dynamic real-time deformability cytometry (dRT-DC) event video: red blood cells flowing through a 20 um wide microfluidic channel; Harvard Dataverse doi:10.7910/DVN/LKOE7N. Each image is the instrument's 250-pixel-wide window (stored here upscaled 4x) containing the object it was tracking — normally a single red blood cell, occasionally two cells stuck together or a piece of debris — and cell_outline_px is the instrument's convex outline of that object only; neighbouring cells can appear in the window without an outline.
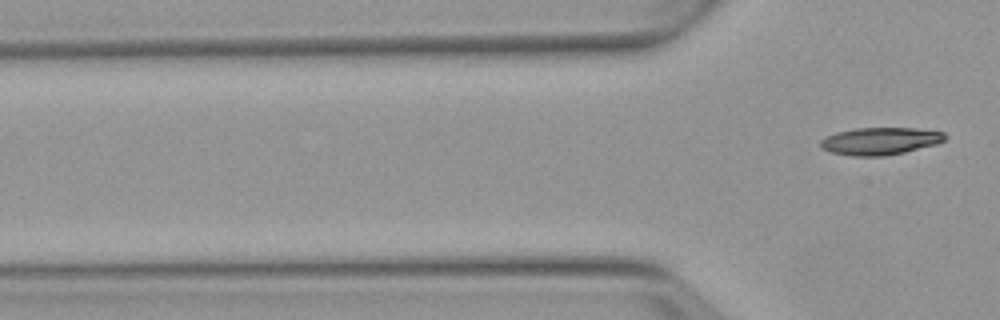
{"species": "Egyptian fruit bat (a non-hibernating species)", "species_latin": "Rousettus aegyptiacus", "temperature_condition": "warm", "stored_images_in_passage": 6, "segment_of_instrument_passage": [2, 2], "camera_frame_rate_fps": 3000, "um_per_image_px": 0.085, "animal": {"sex": "female"}, "frame": {"image": 1, "passage_image": 6, "time_ms": 6.0, "image_size_px": [1000, 320], "cell_outline_px": [[948, 136], [944, 140], [936, 144], [904, 152], [884, 156], [856, 156], [832, 152], [820, 148], [820, 140], [836, 132], [856, 128], [916, 128], [944, 132]], "centroid_in_image_um": [74.82, 11.98], "position_along_channel_um": 51.0, "area_um2": 19.77}}